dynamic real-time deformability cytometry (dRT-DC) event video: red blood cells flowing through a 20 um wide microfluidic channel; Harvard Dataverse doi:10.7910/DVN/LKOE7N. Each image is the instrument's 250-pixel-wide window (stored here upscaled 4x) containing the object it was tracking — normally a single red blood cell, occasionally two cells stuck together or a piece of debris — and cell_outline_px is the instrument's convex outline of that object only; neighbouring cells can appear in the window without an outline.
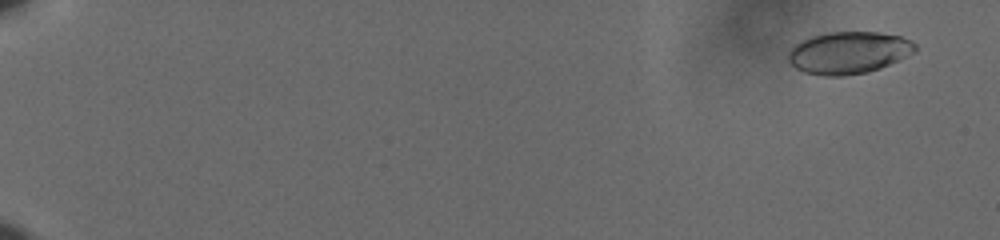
{"species": "human", "species_latin": "Homo sapiens", "temperature_condition": "cold", "stored_images_in_passage": 61, "camera_frame_rate_fps": 3000, "um_per_image_px": 0.085, "donor": {"sex": "male"}, "frame": {"image": 1, "passage_image": 4, "time_ms": 1.0, "image_size_px": [1000, 240], "cell_outline_px": [[916, 52], [900, 60], [880, 68], [868, 72], [844, 76], [824, 76], [804, 72], [796, 68], [788, 60], [788, 52], [792, 44], [808, 36], [828, 32], [880, 32], [900, 36], [912, 40], [916, 44]], "centroid_in_image_um": [72.12, 4.47], "position_along_channel_um": 12.9, "area_um2": 31.67}}
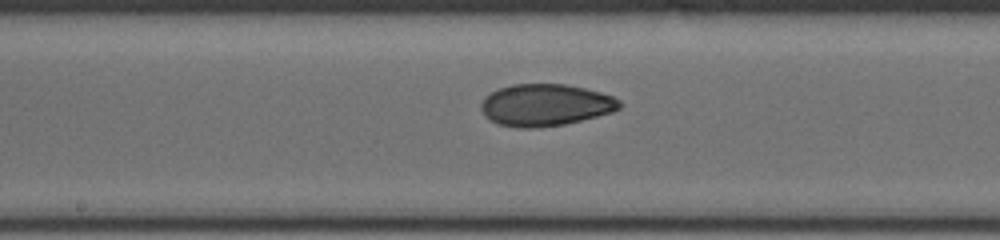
{"frame": {"image": 2, "passage_image": 36, "time_ms": 11.667, "image_size_px": [1000, 240], "cell_outline_px": [[620, 108], [612, 112], [564, 124], [540, 128], [516, 128], [496, 124], [488, 120], [484, 116], [480, 108], [480, 104], [484, 96], [500, 88], [512, 84], [564, 84], [584, 88], [600, 92], [612, 96], [620, 100]], "centroid_in_image_um": [46.3, 8.94], "position_along_channel_um": 201.9, "area_um2": 34.04}}
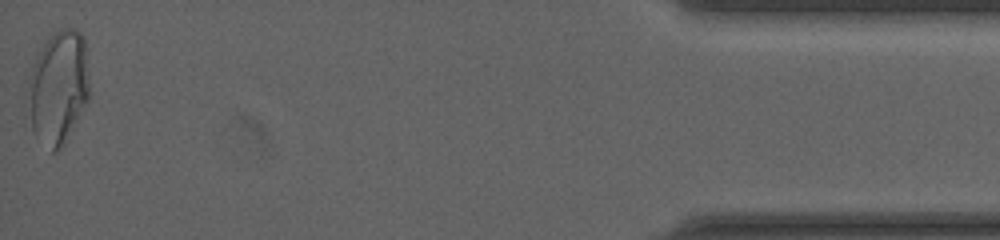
{"frame": {"image": 3, "passage_image": 61, "time_ms": 20.0, "image_size_px": [1000, 240], "cell_outline_px": [[88, 100], [64, 144], [60, 148], [52, 152], [24, 128], [24, 92], [32, 64], [48, 32], [60, 28], [76, 28], [84, 36], [88, 84]], "centroid_in_image_um": [4.81, 7.46], "position_along_channel_um": 430.4, "area_um2": 42.89}, "authors_computed_cell_mechanics": {"area_um2": 32.8882, "velocity_mm_per_s": 3.6297, "shape_relaxation_time_tau1_ms": 8.3887, "shape_relaxation_time_tau2_ms": 2.1699, "deformation_change_tau1": 0.1825, "deformation_change_tau2": 0.0655}}